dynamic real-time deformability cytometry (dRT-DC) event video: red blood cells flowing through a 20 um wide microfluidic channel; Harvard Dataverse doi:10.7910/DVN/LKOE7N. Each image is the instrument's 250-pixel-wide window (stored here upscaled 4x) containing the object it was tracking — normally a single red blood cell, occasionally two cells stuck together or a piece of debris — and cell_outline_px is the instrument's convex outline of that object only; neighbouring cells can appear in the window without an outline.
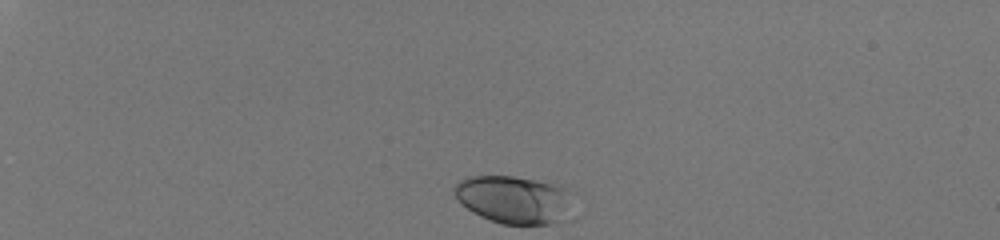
{"species": "human", "species_latin": "Homo sapiens", "temperature_condition": "room temperature", "stored_images_in_passage": 35, "camera_frame_rate_fps": 3000, "um_per_image_px": 0.085, "donor": {"sex": "male"}, "frame": {"image": 1, "passage_image": 1, "time_ms": 0.0, "image_size_px": [1000, 240], "cell_outline_px": [[568, 188], [564, 220], [552, 224], [500, 224], [488, 220], [472, 212], [456, 200], [452, 192], [452, 188], [460, 180], [468, 176], [512, 176], [556, 180], [564, 184]], "centroid_in_image_um": [43.63, 16.92], "position_along_channel_um": 41.4, "area_um2": 33.64}}
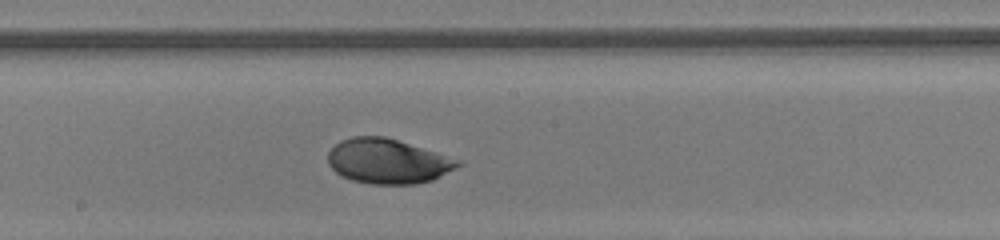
{"frame": {"image": 2, "passage_image": 21, "time_ms": 6.667, "image_size_px": [1000, 240], "cell_outline_px": [[464, 164], [432, 180], [416, 184], [372, 184], [352, 180], [336, 172], [328, 164], [328, 152], [340, 140], [352, 136], [384, 136], [464, 160]], "centroid_in_image_um": [33.0, 13.7], "position_along_channel_um": 215.2, "area_um2": 34.04}}
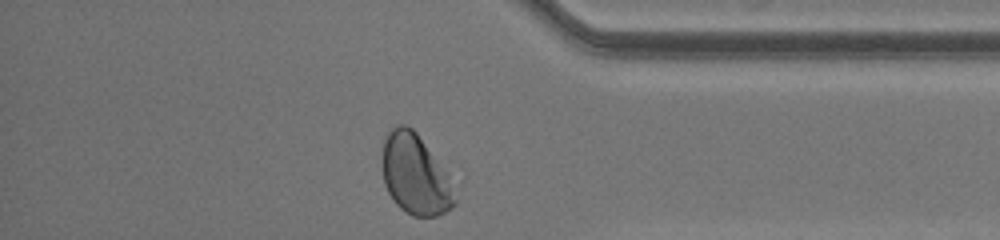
{"frame": {"image": 3, "passage_image": 35, "time_ms": 11.333, "image_size_px": [1000, 240], "cell_outline_px": [[456, 204], [452, 208], [436, 216], [412, 216], [400, 208], [392, 200], [384, 184], [380, 160], [384, 140], [388, 132], [396, 124], [404, 124], [412, 128], [416, 132], [448, 172], [456, 200]], "centroid_in_image_um": [35.27, 14.83], "position_along_channel_um": 399.9, "area_um2": 34.39}, "authors_computed_cell_mechanics": {"area_um2": 33.6396, "velocity_mm_per_s": 4.0769, "shape_relaxation_time_tau1_ms": 3.9437, "shape_relaxation_time_tau2_ms": 0.9667, "deformation_change_tau1": 0.1672, "deformation_change_tau2": 0.0343}}